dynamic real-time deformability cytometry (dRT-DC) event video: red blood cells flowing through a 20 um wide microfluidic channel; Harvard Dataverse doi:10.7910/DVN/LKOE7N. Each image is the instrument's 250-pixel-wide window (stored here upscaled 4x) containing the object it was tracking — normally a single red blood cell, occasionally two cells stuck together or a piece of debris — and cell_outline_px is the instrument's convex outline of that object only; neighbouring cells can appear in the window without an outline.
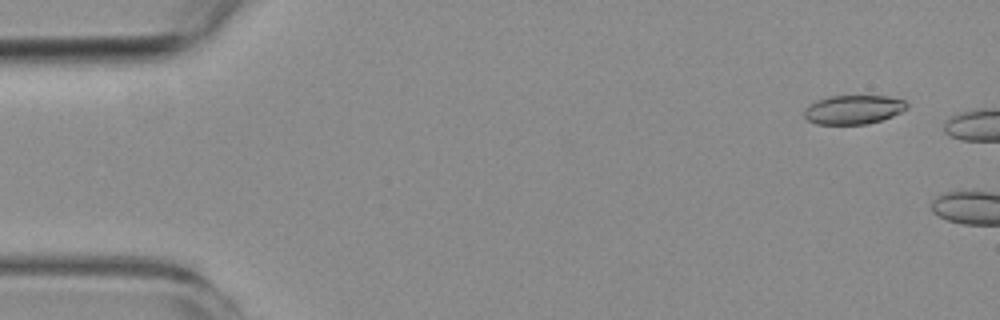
{"species": "common noctule bat (a hibernating species)", "species_latin": "Nyctalus noctula", "temperature_condition": "room temperature", "stored_images_in_passage": 3, "camera_frame_rate_fps": 3000, "um_per_image_px": 0.085, "animal": {"sex": "female", "body_mass_g": 19.3, "forearm_length_mm": 54.1}, "frame": {"image": 1, "passage_image": 1, "time_ms": 0.0, "image_size_px": [1000, 320], "cell_outline_px": [[908, 108], [892, 116], [868, 124], [816, 124], [808, 120], [804, 116], [804, 108], [808, 104], [816, 100], [828, 96], [888, 96], [904, 100], [908, 104]], "centroid_in_image_um": [72.52, 9.31], "position_along_channel_um": 12.5, "area_um2": 17.46}}